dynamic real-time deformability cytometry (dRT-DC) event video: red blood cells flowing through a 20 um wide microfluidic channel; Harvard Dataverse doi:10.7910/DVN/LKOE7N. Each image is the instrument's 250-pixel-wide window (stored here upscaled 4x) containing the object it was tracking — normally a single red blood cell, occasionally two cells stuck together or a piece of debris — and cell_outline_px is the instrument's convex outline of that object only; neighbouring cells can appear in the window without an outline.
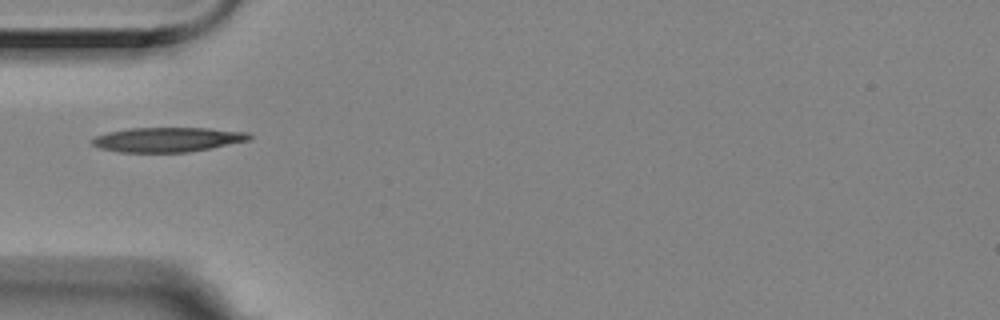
{"species": "Egyptian fruit bat (a non-hibernating species)", "species_latin": "Rousettus aegyptiacus", "temperature_condition": "room temperature", "stored_images_in_passage": 9, "camera_frame_rate_fps": 3000, "um_per_image_px": 0.085, "animal": {"sex": "female"}, "frame": {"image": 1, "passage_image": 1, "time_ms": 0.0, "image_size_px": [1000, 320], "cell_outline_px": [[252, 140], [212, 148], [188, 152], [120, 152], [100, 148], [92, 144], [88, 140], [96, 136], [108, 132], [128, 128], [208, 128], [248, 132], [252, 136]], "centroid_in_image_um": [14.26, 11.86], "position_along_channel_um": 70.7, "area_um2": 22.72}}
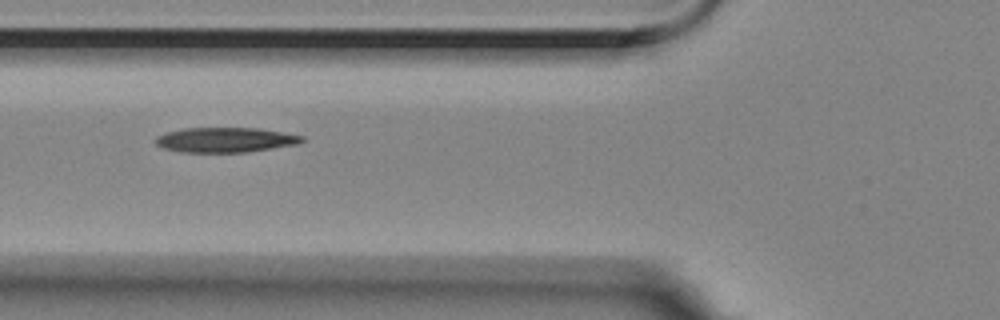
{"frame": {"image": 2, "passage_image": 4, "time_ms": 1.0, "image_size_px": [1000, 320], "cell_outline_px": [[304, 140], [296, 144], [248, 152], [180, 152], [164, 148], [156, 144], [156, 136], [164, 132], [184, 128], [260, 128], [304, 136]], "centroid_in_image_um": [19.13, 11.88], "position_along_channel_um": 106.7, "area_um2": 21.21}}
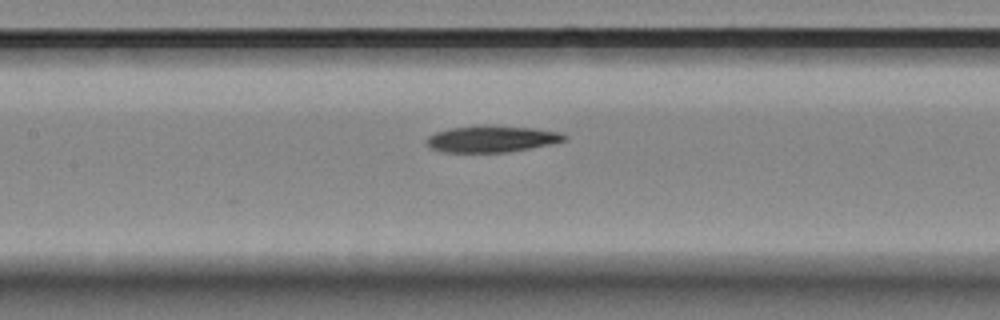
{"frame": {"image": 3, "passage_image": 9, "time_ms": 2.667, "image_size_px": [1000, 320], "cell_outline_px": [[568, 140], [508, 152], [440, 152], [432, 148], [428, 144], [428, 136], [436, 132], [448, 128], [484, 124], [488, 124], [536, 128], [564, 132], [568, 136]], "centroid_in_image_um": [41.85, 11.78], "position_along_channel_um": 165.6, "area_um2": 21.62}}